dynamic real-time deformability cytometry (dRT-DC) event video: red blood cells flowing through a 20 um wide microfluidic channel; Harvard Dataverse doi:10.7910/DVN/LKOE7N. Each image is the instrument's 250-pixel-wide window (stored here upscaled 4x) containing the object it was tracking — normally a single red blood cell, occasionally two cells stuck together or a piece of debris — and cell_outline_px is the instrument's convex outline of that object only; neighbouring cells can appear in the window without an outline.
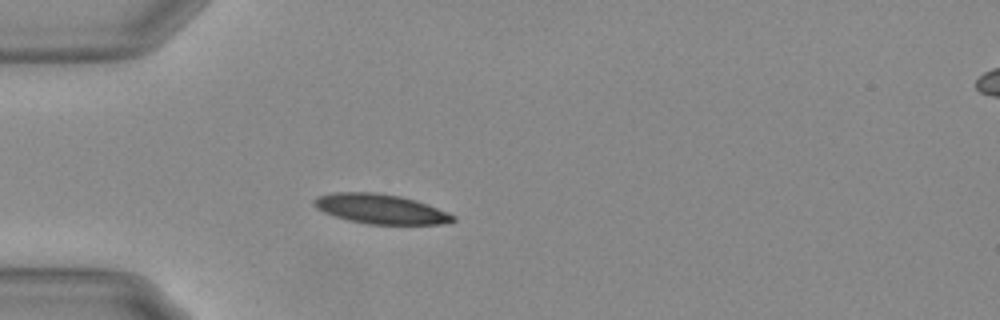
{"species": "Egyptian fruit bat (a non-hibernating species)", "species_latin": "Rousettus aegyptiacus", "temperature_condition": "warm", "stored_images_in_passage": 40, "camera_frame_rate_fps": 3000, "um_per_image_px": 0.085, "animal": {"sex": "female"}, "frame": {"image": 1, "passage_image": 1, "time_ms": 0.0, "image_size_px": [1000, 320], "cell_outline_px": [[456, 220], [440, 224], [368, 224], [348, 220], [324, 212], [316, 208], [312, 204], [312, 200], [316, 196], [332, 192], [376, 192], [400, 196], [416, 200], [456, 216]], "centroid_in_image_um": [32.29, 17.75], "position_along_channel_um": 52.7, "area_um2": 23.99}}
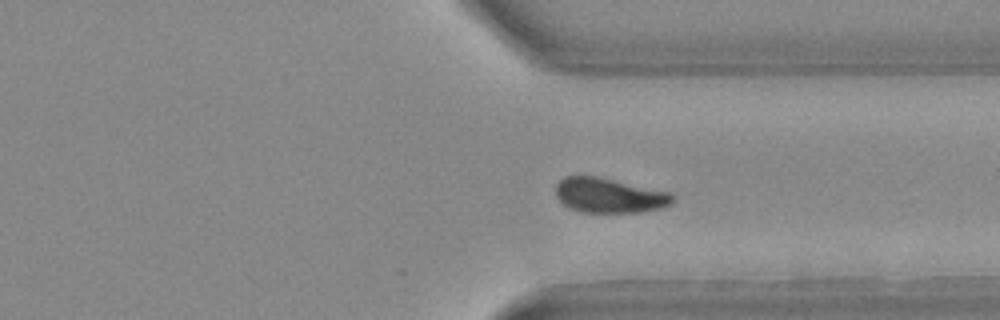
{"frame": {"image": 2, "passage_image": 27, "time_ms": 8.667, "image_size_px": [1000, 320], "cell_outline_px": [[676, 200], [672, 204], [660, 208], [640, 212], [580, 212], [568, 208], [556, 196], [556, 184], [564, 176], [596, 176], [672, 192], [676, 196]], "centroid_in_image_um": [51.83, 16.61], "position_along_channel_um": 359.6, "area_um2": 23.93}}
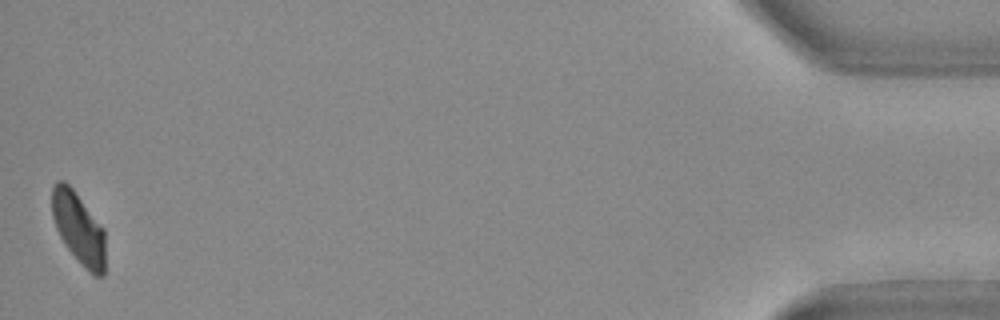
{"frame": {"image": 3, "passage_image": 40, "time_ms": 13.0, "image_size_px": [1000, 320], "cell_outline_px": [[104, 276], [96, 276], [88, 272], [64, 244], [56, 228], [52, 216], [52, 188], [56, 180], [64, 180], [72, 188], [104, 228]], "centroid_in_image_um": [6.67, 19.39], "position_along_channel_um": 428.5, "area_um2": 22.14}, "authors_computed_cell_mechanics": {"area_um2": 24.4494, "velocity_mm_per_s": 3.683, "shape_relaxation_time_tau1_ms": 5.2698, "shape_relaxation_time_tau2_ms": null, "deformation_change_tau1": 0.1609, "deformation_change_tau2": null}}